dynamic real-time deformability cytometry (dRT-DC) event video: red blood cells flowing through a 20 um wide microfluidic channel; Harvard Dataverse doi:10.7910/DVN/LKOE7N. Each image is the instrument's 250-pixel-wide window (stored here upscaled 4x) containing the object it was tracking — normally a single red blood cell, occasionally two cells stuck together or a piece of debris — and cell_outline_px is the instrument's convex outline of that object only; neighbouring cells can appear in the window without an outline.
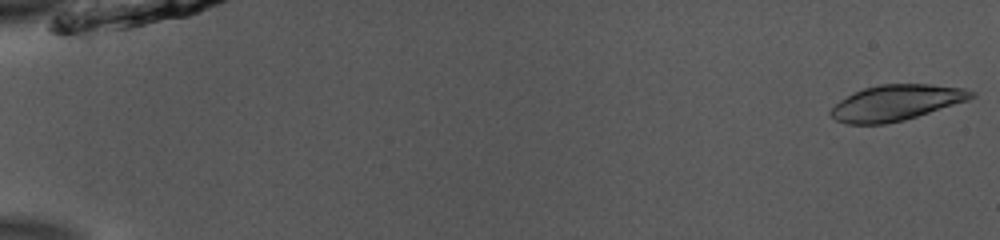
{"species": "common noctule bat (a hibernating species)", "species_latin": "Nyctalus noctula", "temperature_condition": "room temperature", "stored_images_in_passage": 52, "camera_frame_rate_fps": 3000, "um_per_image_px": 0.085, "animal": {"sex": "male", "body_mass_g": 13.0, "forearm_length_mm": 53.1}, "frame": {"image": 1, "passage_image": 1, "time_ms": 0.0, "image_size_px": [1000, 240], "cell_outline_px": [[976, 96], [968, 100], [904, 120], [884, 124], [848, 124], [836, 120], [828, 112], [840, 100], [864, 88], [880, 84], [932, 84], [964, 88], [976, 92]], "centroid_in_image_um": [76.2, 8.72], "position_along_channel_um": 8.8, "area_um2": 29.02}}